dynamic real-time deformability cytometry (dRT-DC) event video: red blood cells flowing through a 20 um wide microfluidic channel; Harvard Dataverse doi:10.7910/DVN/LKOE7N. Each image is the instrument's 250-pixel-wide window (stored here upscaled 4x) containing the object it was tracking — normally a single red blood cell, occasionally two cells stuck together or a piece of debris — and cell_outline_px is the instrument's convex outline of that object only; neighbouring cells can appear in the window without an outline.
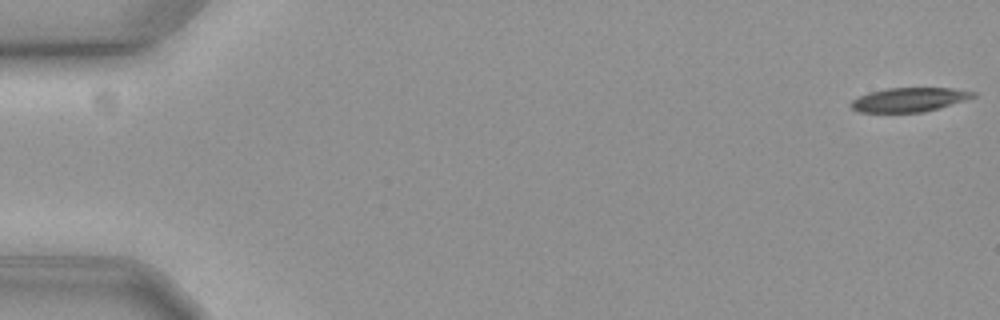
{"species": "common noctule bat (a hibernating species)", "species_latin": "Nyctalus noctula", "temperature_condition": "cold", "stored_images_in_passage": 21, "camera_frame_rate_fps": 3000, "um_per_image_px": 0.085, "animal": {"sex": "female", "body_mass_g": 19.3, "forearm_length_mm": 54.1}, "frame": {"image": 1, "passage_image": 1, "time_ms": 0.0, "image_size_px": [1000, 320], "cell_outline_px": [[976, 96], [964, 100], [924, 112], [860, 112], [852, 108], [848, 104], [852, 100], [868, 92], [888, 88], [952, 88], [976, 92]], "centroid_in_image_um": [77.25, 8.47], "position_along_channel_um": 7.8, "area_um2": 16.99}}
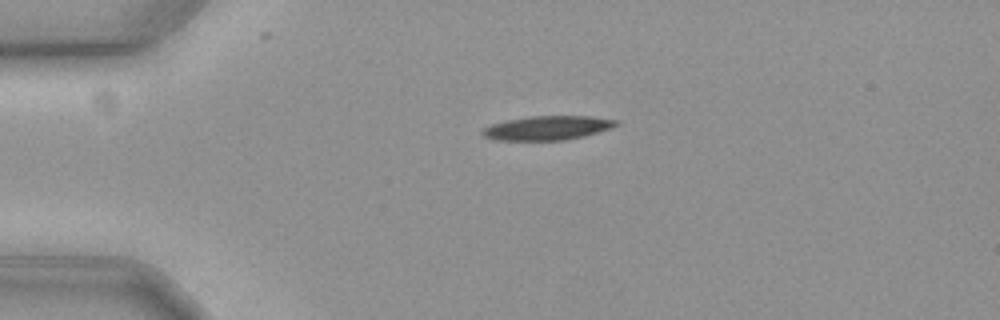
{"frame": {"image": 2, "passage_image": 14, "time_ms": 4.333, "image_size_px": [1000, 320], "cell_outline_px": [[620, 124], [612, 128], [584, 136], [564, 140], [496, 140], [484, 136], [480, 132], [484, 128], [492, 124], [508, 120], [532, 116], [592, 116], [620, 120]], "centroid_in_image_um": [46.59, 10.87], "position_along_channel_um": 38.4, "area_um2": 18.79}}